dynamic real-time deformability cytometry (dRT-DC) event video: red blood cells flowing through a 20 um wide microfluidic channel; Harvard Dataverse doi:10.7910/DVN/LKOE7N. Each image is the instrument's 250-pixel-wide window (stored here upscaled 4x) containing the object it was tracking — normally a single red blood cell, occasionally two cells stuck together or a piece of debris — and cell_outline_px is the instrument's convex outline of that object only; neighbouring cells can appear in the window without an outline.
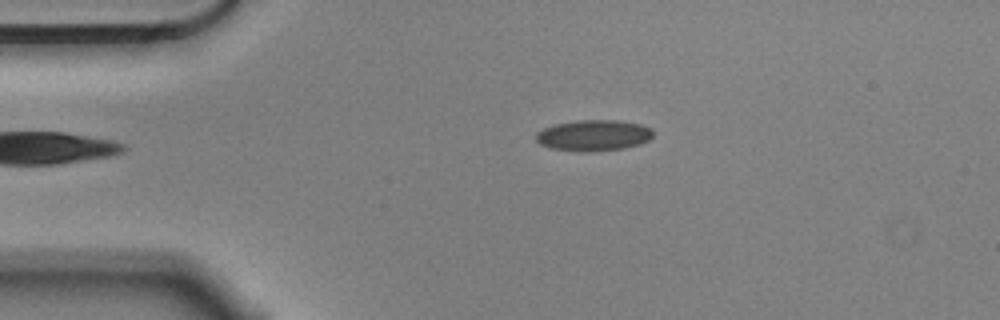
{"species": "Egyptian fruit bat (a non-hibernating species)", "species_latin": "Rousettus aegyptiacus", "temperature_condition": "cold", "stored_images_in_passage": 5, "camera_frame_rate_fps": 3000, "um_per_image_px": 0.085, "animal": {"sex": "male"}, "frame": {"image": 1, "passage_image": 5, "time_ms": 1.333, "image_size_px": [1000, 320], "cell_outline_px": [[652, 136], [648, 140], [640, 144], [624, 148], [592, 152], [580, 152], [548, 148], [540, 144], [536, 140], [536, 132], [544, 128], [556, 124], [580, 120], [616, 120], [640, 124], [652, 128]], "centroid_in_image_um": [50.44, 11.52], "position_along_channel_um": 34.6, "area_um2": 21.27}}